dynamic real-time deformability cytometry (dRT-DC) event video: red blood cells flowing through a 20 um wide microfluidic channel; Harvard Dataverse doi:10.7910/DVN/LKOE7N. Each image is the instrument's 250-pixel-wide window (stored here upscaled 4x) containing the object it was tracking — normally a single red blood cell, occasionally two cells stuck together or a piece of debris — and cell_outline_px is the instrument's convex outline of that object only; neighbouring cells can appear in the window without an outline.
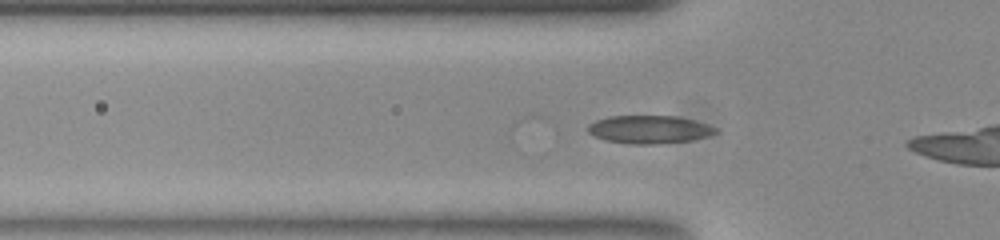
{"species": "common noctule bat (a hibernating species)", "species_latin": "Nyctalus noctula", "temperature_condition": "room temperature", "stored_images_in_passage": 23, "camera_frame_rate_fps": 3000, "um_per_image_px": 0.085, "animal": {"sex": "female", "body_mass_g": 23.0, "forearm_length_mm": 53.4}, "frame": {"image": 1, "passage_image": 5, "time_ms": 1.333, "image_size_px": [1000, 240], "cell_outline_px": [[720, 132], [708, 136], [692, 140], [656, 144], [632, 144], [604, 140], [588, 132], [588, 124], [596, 120], [608, 116], [676, 116], [692, 120], [716, 128]], "centroid_in_image_um": [55.17, 11.01], "position_along_channel_um": 70.6, "area_um2": 20.75}}
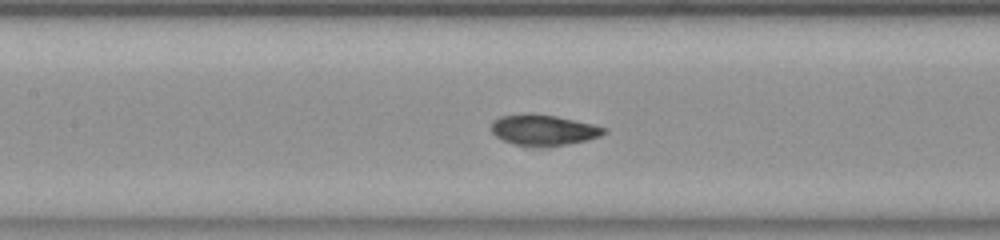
{"frame": {"image": 2, "passage_image": 12, "time_ms": 3.667, "image_size_px": [1000, 240], "cell_outline_px": [[608, 132], [600, 136], [588, 140], [548, 148], [516, 144], [504, 140], [496, 136], [492, 132], [492, 120], [500, 116], [556, 116], [592, 124], [604, 128]], "centroid_in_image_um": [46.24, 11.1], "position_along_channel_um": 161.2, "area_um2": 19.59}}
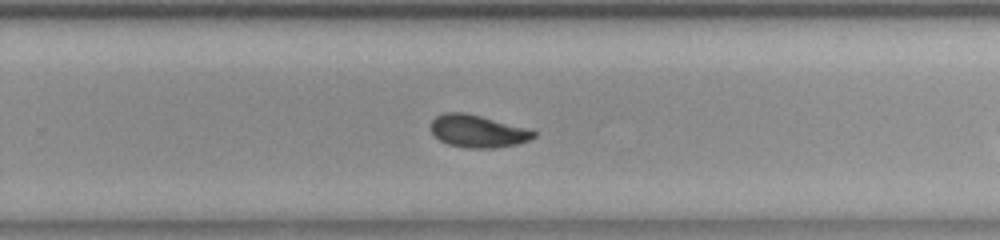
{"frame": {"image": 3, "passage_image": 22, "time_ms": 7.0, "image_size_px": [1000, 240], "cell_outline_px": [[536, 136], [528, 140], [516, 144], [492, 148], [468, 148], [448, 144], [440, 140], [432, 132], [432, 120], [436, 116], [444, 112], [464, 112], [532, 128], [536, 132]], "centroid_in_image_um": [40.65, 11.14], "position_along_channel_um": 289.1, "area_um2": 19.54}}